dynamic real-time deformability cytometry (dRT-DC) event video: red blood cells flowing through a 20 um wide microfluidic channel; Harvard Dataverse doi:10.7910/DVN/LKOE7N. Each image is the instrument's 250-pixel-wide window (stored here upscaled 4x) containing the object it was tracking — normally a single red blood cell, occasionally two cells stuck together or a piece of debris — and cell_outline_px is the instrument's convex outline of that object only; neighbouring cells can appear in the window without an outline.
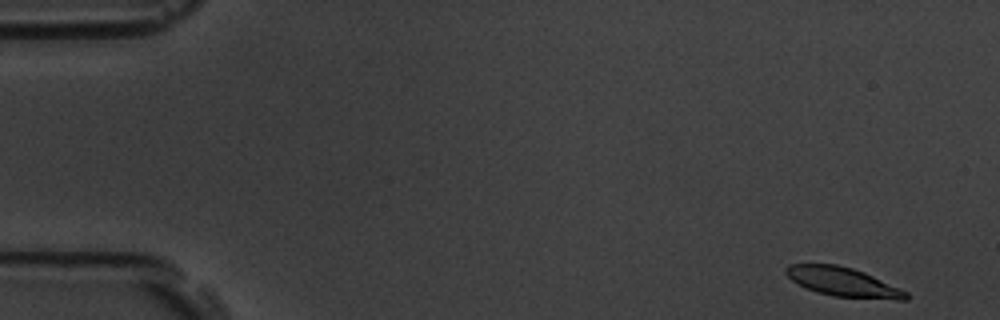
{"species": "common noctule bat (a hibernating species)", "species_latin": "Nyctalus noctula", "temperature_condition": "room temperature", "stored_images_in_passage": 14, "camera_frame_rate_fps": 3000, "um_per_image_px": 0.085, "animal": {"sex": "male", "body_mass_g": 19.5, "forearm_length_mm": 54.6}, "frame": {"image": 1, "passage_image": 1, "time_ms": 0.0, "image_size_px": [1000, 320], "cell_outline_px": [[908, 300], [896, 300], [832, 296], [816, 292], [796, 284], [784, 272], [784, 268], [788, 264], [836, 264], [852, 268], [864, 272], [908, 292]], "centroid_in_image_um": [71.63, 23.97], "position_along_channel_um": 13.4, "area_um2": 20.46}}